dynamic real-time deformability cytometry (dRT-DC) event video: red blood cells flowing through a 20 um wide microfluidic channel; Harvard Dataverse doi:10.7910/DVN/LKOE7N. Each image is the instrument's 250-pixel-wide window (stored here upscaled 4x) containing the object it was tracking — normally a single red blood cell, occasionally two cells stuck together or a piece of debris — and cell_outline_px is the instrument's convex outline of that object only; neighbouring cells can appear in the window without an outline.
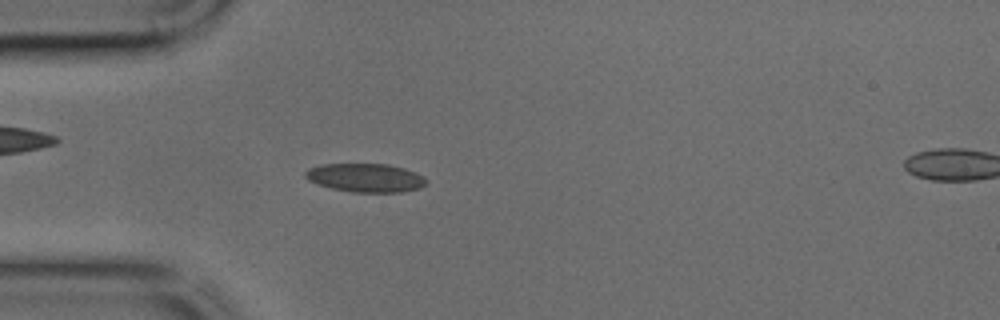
{"species": "common noctule bat (a hibernating species)", "species_latin": "Nyctalus noctula", "temperature_condition": "cold", "stored_images_in_passage": 26, "camera_frame_rate_fps": 3000, "um_per_image_px": 0.085, "animal": {"sex": "male", "body_mass_g": 17.9, "forearm_length_mm": 54.2}, "frame": {"image": 1, "passage_image": 5, "time_ms": 1.333, "image_size_px": [1000, 320], "cell_outline_px": [[428, 184], [420, 188], [400, 192], [352, 192], [332, 188], [308, 180], [304, 176], [304, 172], [308, 168], [320, 164], [388, 164], [404, 168], [416, 172], [424, 176], [428, 180]], "centroid_in_image_um": [31.1, 15.1], "position_along_channel_um": 53.9, "area_um2": 20.29}}